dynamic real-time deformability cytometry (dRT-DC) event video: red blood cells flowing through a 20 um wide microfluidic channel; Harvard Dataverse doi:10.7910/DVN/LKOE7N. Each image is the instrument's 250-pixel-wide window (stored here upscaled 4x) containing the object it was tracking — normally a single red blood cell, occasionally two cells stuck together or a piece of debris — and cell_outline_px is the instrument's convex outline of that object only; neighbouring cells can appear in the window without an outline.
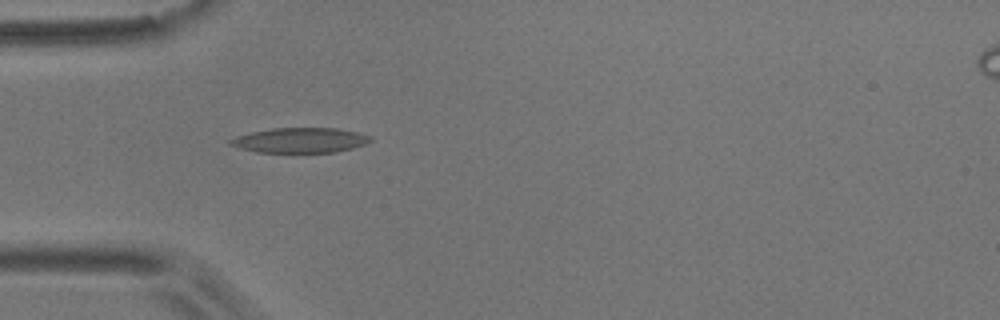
{"species": "common noctule bat (a hibernating species)", "species_latin": "Nyctalus noctula", "temperature_condition": "room temperature", "stored_images_in_passage": 5, "camera_frame_rate_fps": 3000, "um_per_image_px": 0.085, "animal": {"sex": "male", "body_mass_g": 17.9}, "frame": {"image": 1, "passage_image": 4, "time_ms": 3.333, "image_size_px": [1000, 320], "cell_outline_px": [[372, 140], [364, 144], [352, 148], [336, 152], [256, 152], [240, 148], [228, 144], [228, 140], [236, 136], [252, 132], [272, 128], [336, 128], [356, 132], [372, 136]], "centroid_in_image_um": [25.49, 11.92], "position_along_channel_um": 59.5, "area_um2": 20.35}}
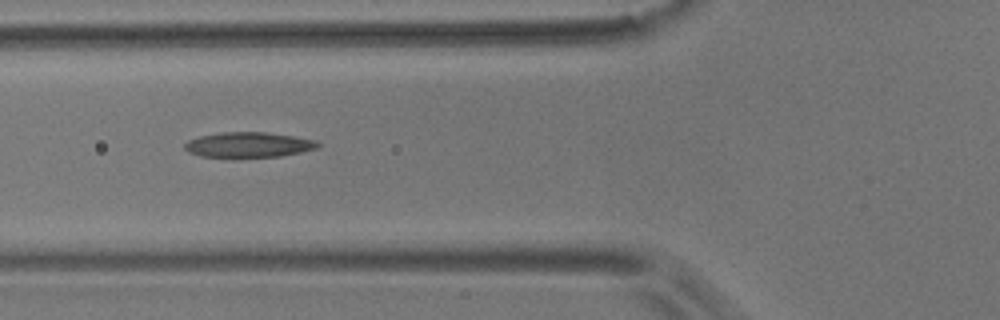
{"frame": {"image": 2, "passage_image": 5, "time_ms": 4.667, "image_size_px": [1000, 320], "cell_outline_px": [[320, 144], [316, 148], [300, 152], [280, 156], [200, 156], [188, 152], [184, 148], [184, 144], [188, 140], [200, 136], [220, 132], [264, 132], [292, 136], [316, 140]], "centroid_in_image_um": [21.1, 12.29], "position_along_channel_um": 104.7, "area_um2": 19.13}}